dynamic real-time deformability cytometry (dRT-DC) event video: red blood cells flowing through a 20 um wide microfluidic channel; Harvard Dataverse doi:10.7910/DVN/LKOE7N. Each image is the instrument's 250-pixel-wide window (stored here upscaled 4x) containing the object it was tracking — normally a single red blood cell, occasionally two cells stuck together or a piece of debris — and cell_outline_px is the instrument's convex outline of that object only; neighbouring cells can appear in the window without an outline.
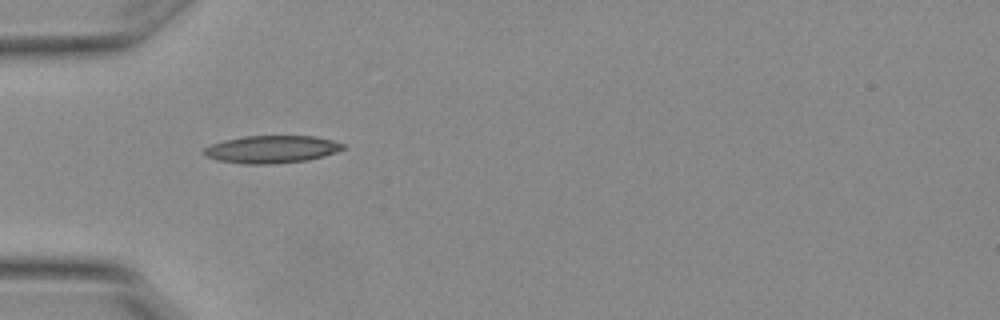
{"species": "Egyptian fruit bat (a non-hibernating species)", "species_latin": "Rousettus aegyptiacus", "temperature_condition": "warm", "stored_images_in_passage": 3, "camera_frame_rate_fps": 3000, "um_per_image_px": 0.085, "animal": {"sex": "female"}, "frame": {"image": 1, "passage_image": 1, "time_ms": 0.0, "image_size_px": [1000, 320], "cell_outline_px": [[344, 148], [336, 152], [324, 156], [308, 160], [276, 164], [244, 164], [216, 160], [204, 156], [200, 152], [204, 148], [212, 144], [224, 140], [244, 136], [316, 136], [332, 140], [344, 144]], "centroid_in_image_um": [23.05, 12.7], "position_along_channel_um": 61.9, "area_um2": 22.54}}
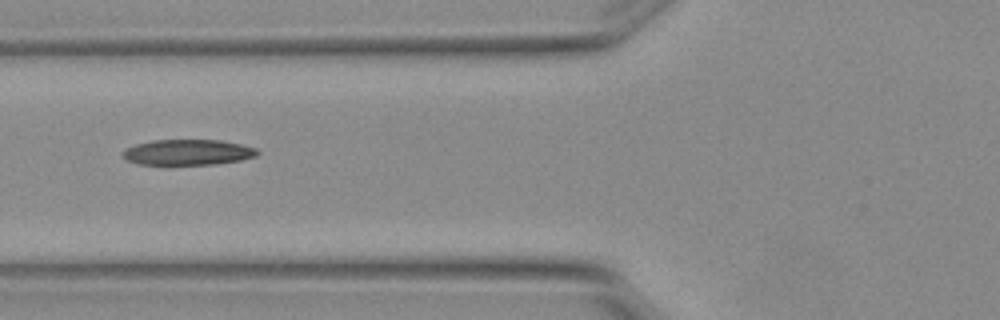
{"frame": {"image": 2, "passage_image": 2, "time_ms": 0.333, "image_size_px": [1000, 320], "cell_outline_px": [[260, 152], [256, 156], [240, 160], [216, 164], [136, 164], [128, 160], [124, 156], [124, 152], [128, 148], [136, 144], [152, 140], [220, 140], [240, 144], [256, 148]], "centroid_in_image_um": [16.01, 12.94], "position_along_channel_um": 109.8, "area_um2": 19.83}}
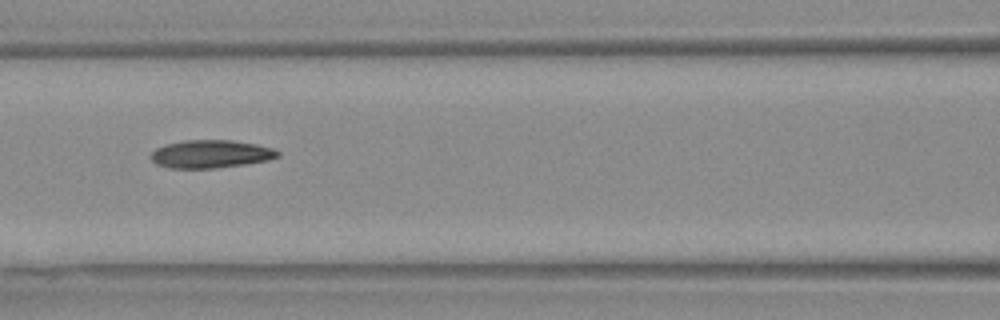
{"frame": {"image": 3, "passage_image": 3, "time_ms": 0.667, "image_size_px": [1000, 320], "cell_outline_px": [[280, 156], [268, 160], [244, 164], [216, 168], [168, 168], [156, 164], [152, 160], [152, 152], [156, 148], [164, 144], [184, 140], [232, 140], [256, 144], [272, 148], [280, 152]], "centroid_in_image_um": [17.91, 13.09], "position_along_channel_um": 148.7, "area_um2": 20.69}}